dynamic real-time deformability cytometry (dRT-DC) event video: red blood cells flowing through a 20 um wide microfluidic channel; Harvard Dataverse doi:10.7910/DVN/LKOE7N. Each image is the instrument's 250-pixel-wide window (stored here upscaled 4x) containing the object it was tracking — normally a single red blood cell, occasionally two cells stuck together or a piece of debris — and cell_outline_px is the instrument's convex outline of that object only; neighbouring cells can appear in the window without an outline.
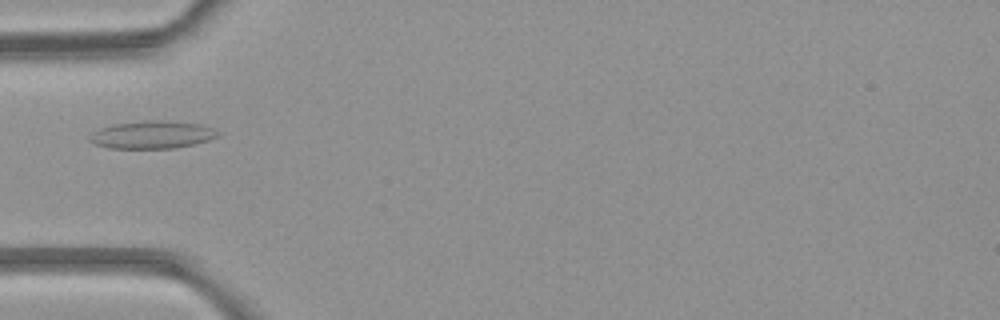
{"species": "common noctule bat (a hibernating species)", "species_latin": "Nyctalus noctula", "temperature_condition": "room temperature", "stored_images_in_passage": 4, "camera_frame_rate_fps": 3000, "um_per_image_px": 0.085, "animal": {"sex": "female", "body_mass_g": 21.9}, "frame": {"image": 1, "passage_image": 3, "time_ms": 2.333, "image_size_px": [1000, 320], "cell_outline_px": [[220, 136], [208, 140], [192, 144], [172, 148], [108, 148], [96, 144], [88, 140], [88, 136], [92, 132], [100, 128], [116, 124], [148, 120], [168, 120], [200, 124], [216, 128], [220, 132]], "centroid_in_image_um": [12.96, 11.44], "position_along_channel_um": 72.0, "area_um2": 20.75}}
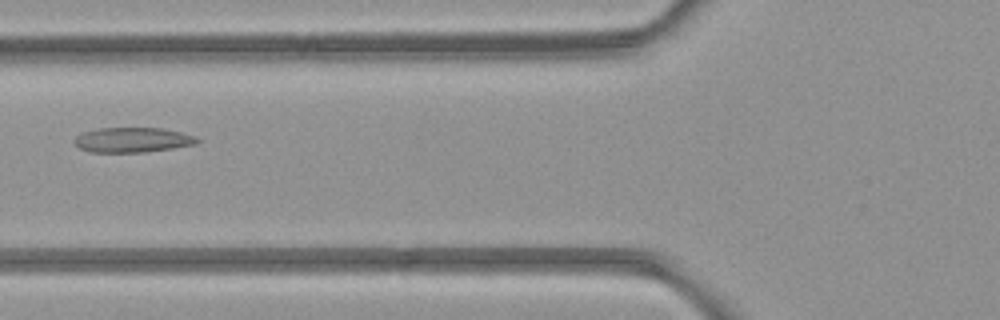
{"frame": {"image": 2, "passage_image": 4, "time_ms": 3.333, "image_size_px": [1000, 320], "cell_outline_px": [[200, 140], [196, 144], [172, 148], [144, 152], [92, 152], [80, 148], [72, 140], [76, 136], [84, 132], [100, 128], [160, 128], [180, 132], [196, 136]], "centroid_in_image_um": [11.27, 11.89], "position_along_channel_um": 114.5, "area_um2": 17.69}}